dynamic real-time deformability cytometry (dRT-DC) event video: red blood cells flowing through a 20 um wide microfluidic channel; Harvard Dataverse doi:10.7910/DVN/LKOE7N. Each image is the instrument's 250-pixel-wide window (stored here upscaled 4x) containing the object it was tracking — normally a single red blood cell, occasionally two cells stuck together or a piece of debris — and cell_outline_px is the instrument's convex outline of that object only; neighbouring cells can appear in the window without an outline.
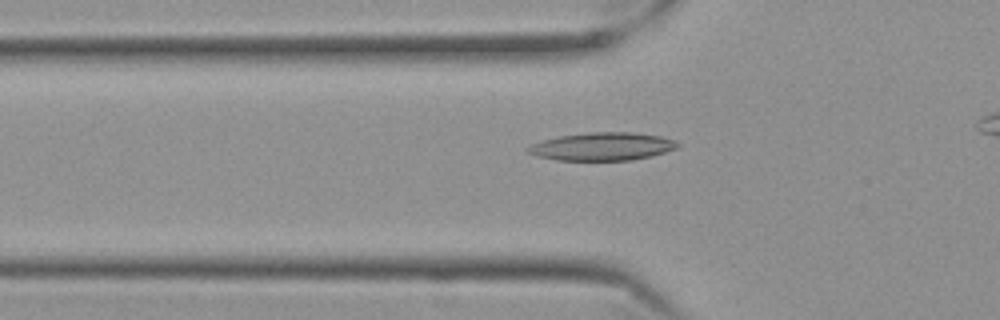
{"species": "Egyptian fruit bat (a non-hibernating species)", "species_latin": "Rousettus aegyptiacus", "temperature_condition": "cold", "stored_images_in_passage": 42, "camera_frame_rate_fps": 3000, "um_per_image_px": 0.085, "frame": {"image": 1, "passage_image": 11, "time_ms": 3.333, "image_size_px": [1000, 320], "cell_outline_px": [[680, 144], [676, 148], [664, 152], [632, 160], [556, 160], [536, 156], [528, 152], [524, 148], [532, 144], [544, 140], [560, 136], [588, 132], [632, 132], [660, 136], [676, 140]], "centroid_in_image_um": [51.18, 12.45], "position_along_channel_um": 74.6, "area_um2": 24.28}}
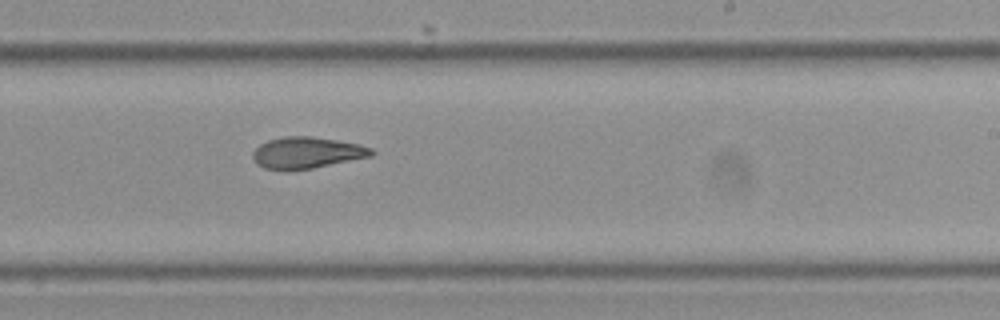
{"frame": {"image": 2, "passage_image": 27, "time_ms": 8.667, "image_size_px": [1000, 320], "cell_outline_px": [[376, 152], [372, 156], [312, 168], [264, 168], [252, 156], [252, 152], [260, 144], [268, 140], [284, 136], [308, 136], [336, 140], [360, 144], [372, 148]], "centroid_in_image_um": [26.14, 12.94], "position_along_channel_um": 262.9, "area_um2": 21.15}}
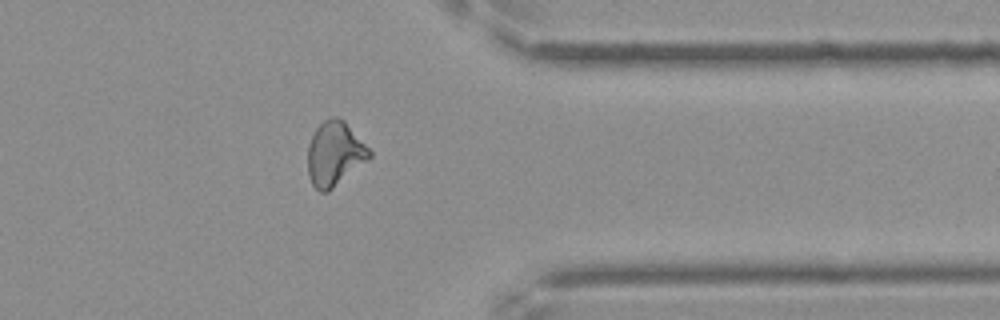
{"frame": {"image": 3, "passage_image": 38, "time_ms": 12.333, "image_size_px": [1000, 320], "cell_outline_px": [[372, 156], [328, 192], [320, 192], [312, 184], [308, 176], [308, 144], [316, 128], [324, 120], [336, 116], [344, 120], [372, 152]], "centroid_in_image_um": [28.43, 13.07], "position_along_channel_um": 383.0, "area_um2": 22.89}}